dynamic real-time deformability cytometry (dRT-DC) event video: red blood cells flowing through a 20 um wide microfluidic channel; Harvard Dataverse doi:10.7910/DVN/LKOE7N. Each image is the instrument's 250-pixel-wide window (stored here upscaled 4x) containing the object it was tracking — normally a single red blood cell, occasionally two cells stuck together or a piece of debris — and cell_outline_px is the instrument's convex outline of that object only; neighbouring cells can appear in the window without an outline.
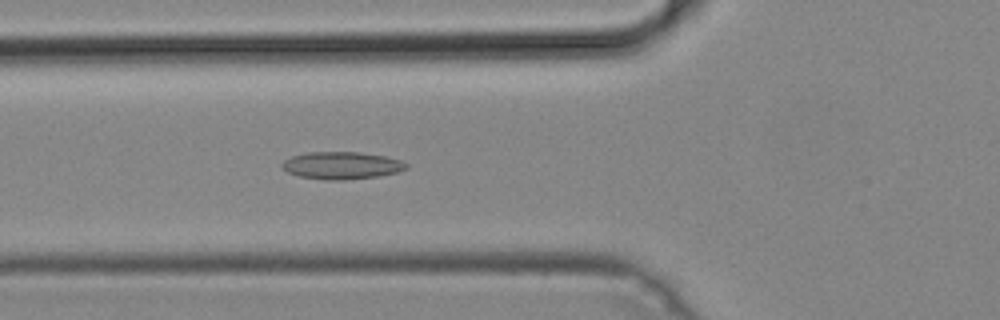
{"species": "common noctule bat (a hibernating species)", "species_latin": "Nyctalus noctula", "temperature_condition": "cold", "stored_images_in_passage": 46, "camera_frame_rate_fps": 3000, "um_per_image_px": 0.085, "animal": {"sex": "male", "body_mass_g": 19.2, "forearm_length_mm": 51.8}, "frame": {"image": 1, "passage_image": 18, "time_ms": 5.667, "image_size_px": [1000, 320], "cell_outline_px": [[408, 168], [396, 172], [380, 176], [344, 180], [324, 180], [300, 176], [288, 172], [280, 164], [284, 160], [292, 156], [308, 152], [360, 152], [384, 156], [400, 160], [408, 164]], "centroid_in_image_um": [29.05, 14.06], "position_along_channel_um": 96.8, "area_um2": 19.77}}
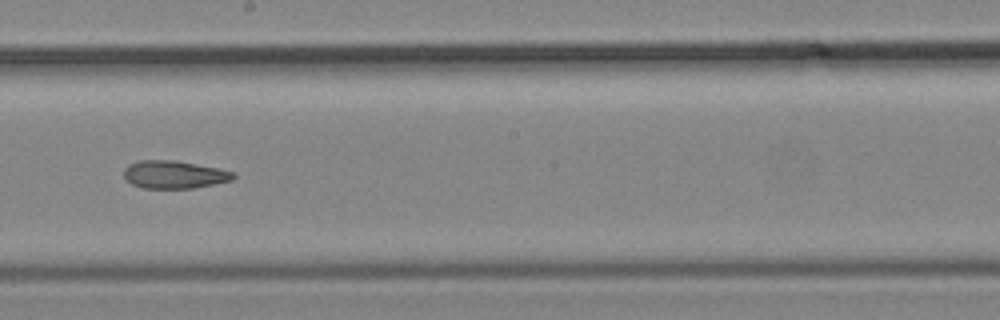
{"frame": {"image": 2, "passage_image": 28, "time_ms": 9.0, "image_size_px": [1000, 320], "cell_outline_px": [[236, 176], [232, 180], [192, 188], [144, 188], [132, 184], [124, 176], [124, 168], [128, 164], [140, 160], [172, 160], [196, 164], [216, 168], [232, 172]], "centroid_in_image_um": [14.76, 14.83], "position_along_channel_um": 233.4, "area_um2": 17.46}}
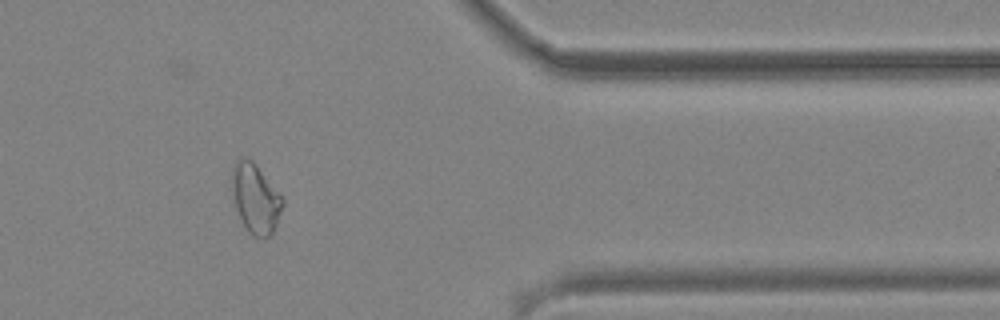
{"frame": {"image": 3, "passage_image": 41, "time_ms": 13.333, "image_size_px": [1000, 320], "cell_outline_px": [[284, 204], [276, 224], [272, 232], [268, 236], [252, 236], [248, 232], [236, 208], [232, 188], [232, 168], [236, 160], [252, 160], [256, 164], [284, 200]], "centroid_in_image_um": [21.72, 16.87], "position_along_channel_um": 389.7, "area_um2": 19.83}}